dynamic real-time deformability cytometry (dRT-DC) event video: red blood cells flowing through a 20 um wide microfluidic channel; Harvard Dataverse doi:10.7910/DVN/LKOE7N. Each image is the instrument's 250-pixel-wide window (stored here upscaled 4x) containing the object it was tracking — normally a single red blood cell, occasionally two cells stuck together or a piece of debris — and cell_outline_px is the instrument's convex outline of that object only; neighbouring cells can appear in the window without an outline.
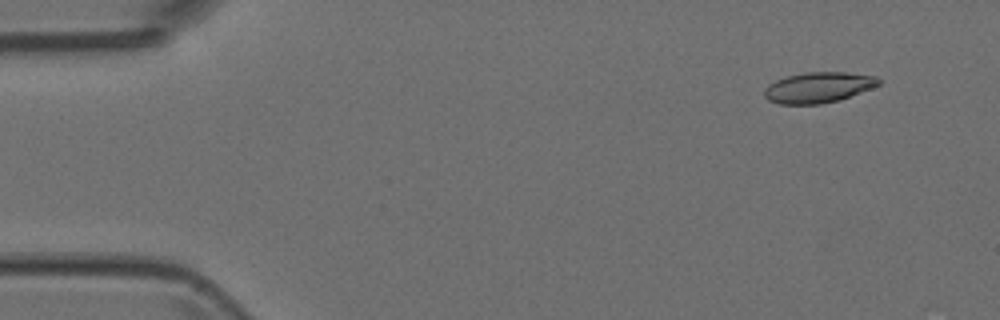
{"species": "Egyptian fruit bat (a non-hibernating species)", "species_latin": "Rousettus aegyptiacus", "temperature_condition": "room temperature", "stored_images_in_passage": 5, "camera_frame_rate_fps": 3000, "um_per_image_px": 0.085, "animal": {"sex": "female"}, "frame": {"image": 1, "passage_image": 2, "time_ms": 0.333, "image_size_px": [1000, 320], "cell_outline_px": [[880, 84], [872, 88], [840, 100], [820, 104], [780, 104], [768, 100], [764, 96], [764, 88], [768, 84], [776, 80], [788, 76], [804, 72], [844, 72], [876, 76], [880, 80]], "centroid_in_image_um": [69.55, 7.43], "position_along_channel_um": 15.5, "area_um2": 20.46}}
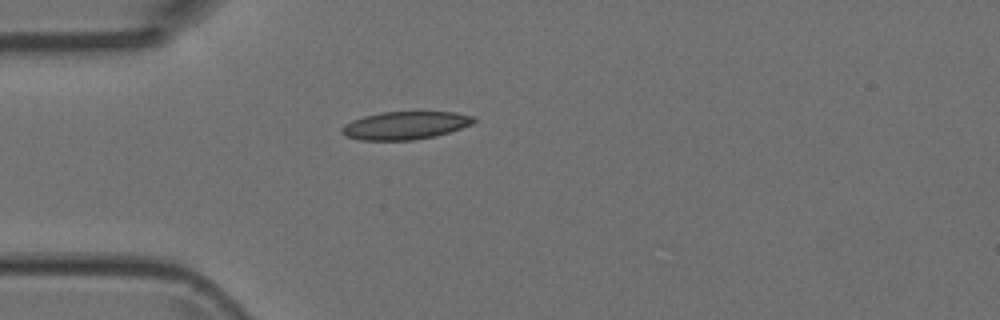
{"frame": {"image": 2, "passage_image": 5, "time_ms": 1.333, "image_size_px": [1000, 320], "cell_outline_px": [[476, 120], [472, 124], [436, 136], [412, 140], [360, 140], [344, 136], [340, 132], [340, 128], [344, 124], [352, 120], [364, 116], [380, 112], [456, 112], [476, 116]], "centroid_in_image_um": [34.42, 10.66], "position_along_channel_um": 50.6, "area_um2": 21.62}}